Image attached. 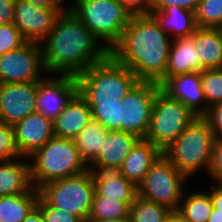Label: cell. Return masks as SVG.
<instances>
[{"instance_id":"cell-28","label":"cell","mask_w":222,"mask_h":222,"mask_svg":"<svg viewBox=\"0 0 222 222\" xmlns=\"http://www.w3.org/2000/svg\"><path fill=\"white\" fill-rule=\"evenodd\" d=\"M91 108L92 119L108 131H122L124 106L121 99L112 101H86Z\"/></svg>"},{"instance_id":"cell-46","label":"cell","mask_w":222,"mask_h":222,"mask_svg":"<svg viewBox=\"0 0 222 222\" xmlns=\"http://www.w3.org/2000/svg\"><path fill=\"white\" fill-rule=\"evenodd\" d=\"M87 222H131L130 216L119 218V219H107V220H100V221H87Z\"/></svg>"},{"instance_id":"cell-30","label":"cell","mask_w":222,"mask_h":222,"mask_svg":"<svg viewBox=\"0 0 222 222\" xmlns=\"http://www.w3.org/2000/svg\"><path fill=\"white\" fill-rule=\"evenodd\" d=\"M171 210L155 202L136 197L130 205L131 222H166Z\"/></svg>"},{"instance_id":"cell-23","label":"cell","mask_w":222,"mask_h":222,"mask_svg":"<svg viewBox=\"0 0 222 222\" xmlns=\"http://www.w3.org/2000/svg\"><path fill=\"white\" fill-rule=\"evenodd\" d=\"M150 14L172 40L192 35L198 28L191 10L171 6L163 11H151Z\"/></svg>"},{"instance_id":"cell-21","label":"cell","mask_w":222,"mask_h":222,"mask_svg":"<svg viewBox=\"0 0 222 222\" xmlns=\"http://www.w3.org/2000/svg\"><path fill=\"white\" fill-rule=\"evenodd\" d=\"M92 176L98 196L126 202L129 206L137 197V187L118 171H92Z\"/></svg>"},{"instance_id":"cell-33","label":"cell","mask_w":222,"mask_h":222,"mask_svg":"<svg viewBox=\"0 0 222 222\" xmlns=\"http://www.w3.org/2000/svg\"><path fill=\"white\" fill-rule=\"evenodd\" d=\"M19 157L15 144L14 127L0 123V162H8Z\"/></svg>"},{"instance_id":"cell-17","label":"cell","mask_w":222,"mask_h":222,"mask_svg":"<svg viewBox=\"0 0 222 222\" xmlns=\"http://www.w3.org/2000/svg\"><path fill=\"white\" fill-rule=\"evenodd\" d=\"M140 139L123 131H108L106 141L95 160L88 166L91 171H118L134 145Z\"/></svg>"},{"instance_id":"cell-36","label":"cell","mask_w":222,"mask_h":222,"mask_svg":"<svg viewBox=\"0 0 222 222\" xmlns=\"http://www.w3.org/2000/svg\"><path fill=\"white\" fill-rule=\"evenodd\" d=\"M207 180L212 183L222 184V140H217L214 144Z\"/></svg>"},{"instance_id":"cell-19","label":"cell","mask_w":222,"mask_h":222,"mask_svg":"<svg viewBox=\"0 0 222 222\" xmlns=\"http://www.w3.org/2000/svg\"><path fill=\"white\" fill-rule=\"evenodd\" d=\"M163 152L150 141L140 139L122 163L118 172L136 187Z\"/></svg>"},{"instance_id":"cell-32","label":"cell","mask_w":222,"mask_h":222,"mask_svg":"<svg viewBox=\"0 0 222 222\" xmlns=\"http://www.w3.org/2000/svg\"><path fill=\"white\" fill-rule=\"evenodd\" d=\"M201 88L208 107L222 103V69L202 70Z\"/></svg>"},{"instance_id":"cell-34","label":"cell","mask_w":222,"mask_h":222,"mask_svg":"<svg viewBox=\"0 0 222 222\" xmlns=\"http://www.w3.org/2000/svg\"><path fill=\"white\" fill-rule=\"evenodd\" d=\"M26 42L19 29L13 23L0 25V56L20 48Z\"/></svg>"},{"instance_id":"cell-27","label":"cell","mask_w":222,"mask_h":222,"mask_svg":"<svg viewBox=\"0 0 222 222\" xmlns=\"http://www.w3.org/2000/svg\"><path fill=\"white\" fill-rule=\"evenodd\" d=\"M108 130L98 121L90 120L73 139L84 163L89 166L97 157L106 141Z\"/></svg>"},{"instance_id":"cell-4","label":"cell","mask_w":222,"mask_h":222,"mask_svg":"<svg viewBox=\"0 0 222 222\" xmlns=\"http://www.w3.org/2000/svg\"><path fill=\"white\" fill-rule=\"evenodd\" d=\"M33 187L75 176L89 170L73 139L53 136L29 158Z\"/></svg>"},{"instance_id":"cell-7","label":"cell","mask_w":222,"mask_h":222,"mask_svg":"<svg viewBox=\"0 0 222 222\" xmlns=\"http://www.w3.org/2000/svg\"><path fill=\"white\" fill-rule=\"evenodd\" d=\"M40 196L52 207L78 216L87 222L95 193L92 171L49 182L39 189Z\"/></svg>"},{"instance_id":"cell-12","label":"cell","mask_w":222,"mask_h":222,"mask_svg":"<svg viewBox=\"0 0 222 222\" xmlns=\"http://www.w3.org/2000/svg\"><path fill=\"white\" fill-rule=\"evenodd\" d=\"M160 85L151 81H139L121 102L124 106L122 131L139 139H145L148 131L152 106Z\"/></svg>"},{"instance_id":"cell-22","label":"cell","mask_w":222,"mask_h":222,"mask_svg":"<svg viewBox=\"0 0 222 222\" xmlns=\"http://www.w3.org/2000/svg\"><path fill=\"white\" fill-rule=\"evenodd\" d=\"M32 188L28 158L0 162V196L28 193Z\"/></svg>"},{"instance_id":"cell-35","label":"cell","mask_w":222,"mask_h":222,"mask_svg":"<svg viewBox=\"0 0 222 222\" xmlns=\"http://www.w3.org/2000/svg\"><path fill=\"white\" fill-rule=\"evenodd\" d=\"M37 206L41 209L44 222H83L78 216L50 206L41 196Z\"/></svg>"},{"instance_id":"cell-39","label":"cell","mask_w":222,"mask_h":222,"mask_svg":"<svg viewBox=\"0 0 222 222\" xmlns=\"http://www.w3.org/2000/svg\"><path fill=\"white\" fill-rule=\"evenodd\" d=\"M132 15H149L153 0H118Z\"/></svg>"},{"instance_id":"cell-5","label":"cell","mask_w":222,"mask_h":222,"mask_svg":"<svg viewBox=\"0 0 222 222\" xmlns=\"http://www.w3.org/2000/svg\"><path fill=\"white\" fill-rule=\"evenodd\" d=\"M76 79L78 92L85 101L122 99L140 81L130 69L110 55L104 61L91 65Z\"/></svg>"},{"instance_id":"cell-20","label":"cell","mask_w":222,"mask_h":222,"mask_svg":"<svg viewBox=\"0 0 222 222\" xmlns=\"http://www.w3.org/2000/svg\"><path fill=\"white\" fill-rule=\"evenodd\" d=\"M201 72L196 49L195 32L192 35L172 40L165 80L180 74Z\"/></svg>"},{"instance_id":"cell-45","label":"cell","mask_w":222,"mask_h":222,"mask_svg":"<svg viewBox=\"0 0 222 222\" xmlns=\"http://www.w3.org/2000/svg\"><path fill=\"white\" fill-rule=\"evenodd\" d=\"M208 222H222V213H216V209L213 208L209 216Z\"/></svg>"},{"instance_id":"cell-40","label":"cell","mask_w":222,"mask_h":222,"mask_svg":"<svg viewBox=\"0 0 222 222\" xmlns=\"http://www.w3.org/2000/svg\"><path fill=\"white\" fill-rule=\"evenodd\" d=\"M204 182H206L205 179L202 180L203 184L201 183L200 186H203V188L210 194L213 208L216 209V213H222V184H216L209 181L204 184Z\"/></svg>"},{"instance_id":"cell-44","label":"cell","mask_w":222,"mask_h":222,"mask_svg":"<svg viewBox=\"0 0 222 222\" xmlns=\"http://www.w3.org/2000/svg\"><path fill=\"white\" fill-rule=\"evenodd\" d=\"M45 1L57 4L61 6L64 10H70L74 6L76 0H45Z\"/></svg>"},{"instance_id":"cell-2","label":"cell","mask_w":222,"mask_h":222,"mask_svg":"<svg viewBox=\"0 0 222 222\" xmlns=\"http://www.w3.org/2000/svg\"><path fill=\"white\" fill-rule=\"evenodd\" d=\"M171 43L170 36L151 14L133 15L109 55L140 81L161 85L165 81Z\"/></svg>"},{"instance_id":"cell-43","label":"cell","mask_w":222,"mask_h":222,"mask_svg":"<svg viewBox=\"0 0 222 222\" xmlns=\"http://www.w3.org/2000/svg\"><path fill=\"white\" fill-rule=\"evenodd\" d=\"M166 222H190L186 219L179 210H172L169 212Z\"/></svg>"},{"instance_id":"cell-41","label":"cell","mask_w":222,"mask_h":222,"mask_svg":"<svg viewBox=\"0 0 222 222\" xmlns=\"http://www.w3.org/2000/svg\"><path fill=\"white\" fill-rule=\"evenodd\" d=\"M15 0H0V25L13 23Z\"/></svg>"},{"instance_id":"cell-38","label":"cell","mask_w":222,"mask_h":222,"mask_svg":"<svg viewBox=\"0 0 222 222\" xmlns=\"http://www.w3.org/2000/svg\"><path fill=\"white\" fill-rule=\"evenodd\" d=\"M200 1L201 0H153L151 11H163L167 7L177 6L194 12Z\"/></svg>"},{"instance_id":"cell-11","label":"cell","mask_w":222,"mask_h":222,"mask_svg":"<svg viewBox=\"0 0 222 222\" xmlns=\"http://www.w3.org/2000/svg\"><path fill=\"white\" fill-rule=\"evenodd\" d=\"M47 75L40 43L26 42L0 56V83L39 82Z\"/></svg>"},{"instance_id":"cell-18","label":"cell","mask_w":222,"mask_h":222,"mask_svg":"<svg viewBox=\"0 0 222 222\" xmlns=\"http://www.w3.org/2000/svg\"><path fill=\"white\" fill-rule=\"evenodd\" d=\"M90 120H92L91 108L77 92L53 120L54 136L74 139Z\"/></svg>"},{"instance_id":"cell-14","label":"cell","mask_w":222,"mask_h":222,"mask_svg":"<svg viewBox=\"0 0 222 222\" xmlns=\"http://www.w3.org/2000/svg\"><path fill=\"white\" fill-rule=\"evenodd\" d=\"M37 82L0 83V123L14 126L36 112Z\"/></svg>"},{"instance_id":"cell-31","label":"cell","mask_w":222,"mask_h":222,"mask_svg":"<svg viewBox=\"0 0 222 222\" xmlns=\"http://www.w3.org/2000/svg\"><path fill=\"white\" fill-rule=\"evenodd\" d=\"M198 27L222 26V0H201L194 11Z\"/></svg>"},{"instance_id":"cell-1","label":"cell","mask_w":222,"mask_h":222,"mask_svg":"<svg viewBox=\"0 0 222 222\" xmlns=\"http://www.w3.org/2000/svg\"><path fill=\"white\" fill-rule=\"evenodd\" d=\"M41 47L47 74L76 77L109 56V50L70 10L57 18Z\"/></svg>"},{"instance_id":"cell-9","label":"cell","mask_w":222,"mask_h":222,"mask_svg":"<svg viewBox=\"0 0 222 222\" xmlns=\"http://www.w3.org/2000/svg\"><path fill=\"white\" fill-rule=\"evenodd\" d=\"M197 117L182 102L168 97L159 90L152 106L145 140L163 152Z\"/></svg>"},{"instance_id":"cell-13","label":"cell","mask_w":222,"mask_h":222,"mask_svg":"<svg viewBox=\"0 0 222 222\" xmlns=\"http://www.w3.org/2000/svg\"><path fill=\"white\" fill-rule=\"evenodd\" d=\"M77 92L75 76L47 74L37 82L36 111L54 120Z\"/></svg>"},{"instance_id":"cell-42","label":"cell","mask_w":222,"mask_h":222,"mask_svg":"<svg viewBox=\"0 0 222 222\" xmlns=\"http://www.w3.org/2000/svg\"><path fill=\"white\" fill-rule=\"evenodd\" d=\"M21 222H44L41 209L36 205Z\"/></svg>"},{"instance_id":"cell-37","label":"cell","mask_w":222,"mask_h":222,"mask_svg":"<svg viewBox=\"0 0 222 222\" xmlns=\"http://www.w3.org/2000/svg\"><path fill=\"white\" fill-rule=\"evenodd\" d=\"M202 117L209 123L216 140H222V103L209 107Z\"/></svg>"},{"instance_id":"cell-26","label":"cell","mask_w":222,"mask_h":222,"mask_svg":"<svg viewBox=\"0 0 222 222\" xmlns=\"http://www.w3.org/2000/svg\"><path fill=\"white\" fill-rule=\"evenodd\" d=\"M39 197L35 187L28 193L0 196V222H21L37 205Z\"/></svg>"},{"instance_id":"cell-8","label":"cell","mask_w":222,"mask_h":222,"mask_svg":"<svg viewBox=\"0 0 222 222\" xmlns=\"http://www.w3.org/2000/svg\"><path fill=\"white\" fill-rule=\"evenodd\" d=\"M193 182L162 154L137 186V196L169 210H178L184 192Z\"/></svg>"},{"instance_id":"cell-24","label":"cell","mask_w":222,"mask_h":222,"mask_svg":"<svg viewBox=\"0 0 222 222\" xmlns=\"http://www.w3.org/2000/svg\"><path fill=\"white\" fill-rule=\"evenodd\" d=\"M195 42L201 71L204 69H222L221 29L198 27L195 31Z\"/></svg>"},{"instance_id":"cell-25","label":"cell","mask_w":222,"mask_h":222,"mask_svg":"<svg viewBox=\"0 0 222 222\" xmlns=\"http://www.w3.org/2000/svg\"><path fill=\"white\" fill-rule=\"evenodd\" d=\"M198 186L193 182L185 190L178 210L190 222H208L213 209L212 200L210 194L202 186Z\"/></svg>"},{"instance_id":"cell-10","label":"cell","mask_w":222,"mask_h":222,"mask_svg":"<svg viewBox=\"0 0 222 222\" xmlns=\"http://www.w3.org/2000/svg\"><path fill=\"white\" fill-rule=\"evenodd\" d=\"M64 9L45 0H15L13 24L27 42L42 43Z\"/></svg>"},{"instance_id":"cell-3","label":"cell","mask_w":222,"mask_h":222,"mask_svg":"<svg viewBox=\"0 0 222 222\" xmlns=\"http://www.w3.org/2000/svg\"><path fill=\"white\" fill-rule=\"evenodd\" d=\"M216 141L209 123L198 116L163 154L191 181L197 182V177L201 176L200 182L201 178L204 179L203 176L205 179L208 176Z\"/></svg>"},{"instance_id":"cell-16","label":"cell","mask_w":222,"mask_h":222,"mask_svg":"<svg viewBox=\"0 0 222 222\" xmlns=\"http://www.w3.org/2000/svg\"><path fill=\"white\" fill-rule=\"evenodd\" d=\"M160 90L168 97L182 102L197 116H203L208 106L201 88V72H193L168 77Z\"/></svg>"},{"instance_id":"cell-29","label":"cell","mask_w":222,"mask_h":222,"mask_svg":"<svg viewBox=\"0 0 222 222\" xmlns=\"http://www.w3.org/2000/svg\"><path fill=\"white\" fill-rule=\"evenodd\" d=\"M130 206L126 202L98 196L94 193L92 208L87 221H100L128 217Z\"/></svg>"},{"instance_id":"cell-15","label":"cell","mask_w":222,"mask_h":222,"mask_svg":"<svg viewBox=\"0 0 222 222\" xmlns=\"http://www.w3.org/2000/svg\"><path fill=\"white\" fill-rule=\"evenodd\" d=\"M13 127L15 144L21 157L29 158L54 136L53 120L37 111Z\"/></svg>"},{"instance_id":"cell-6","label":"cell","mask_w":222,"mask_h":222,"mask_svg":"<svg viewBox=\"0 0 222 222\" xmlns=\"http://www.w3.org/2000/svg\"><path fill=\"white\" fill-rule=\"evenodd\" d=\"M70 11L109 51L133 16L118 0H76Z\"/></svg>"}]
</instances>
